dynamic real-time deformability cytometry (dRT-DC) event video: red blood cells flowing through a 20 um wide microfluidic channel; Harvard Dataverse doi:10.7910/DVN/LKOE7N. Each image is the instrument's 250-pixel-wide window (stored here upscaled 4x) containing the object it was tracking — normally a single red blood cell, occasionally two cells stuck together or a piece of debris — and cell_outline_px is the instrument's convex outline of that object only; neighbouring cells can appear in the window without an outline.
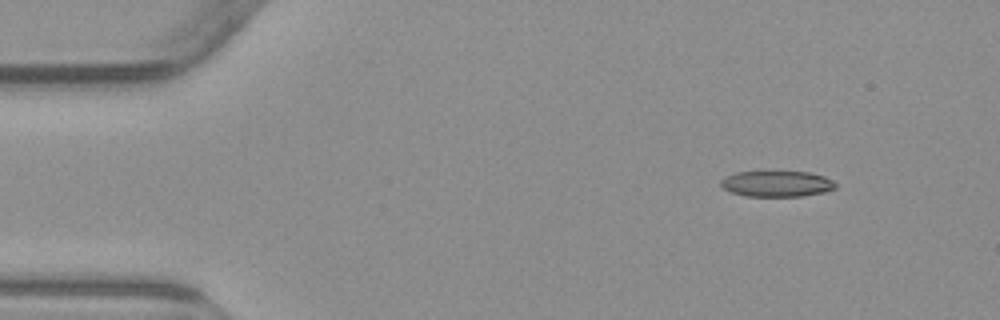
{"species": "common noctule bat (a hibernating species)", "species_latin": "Nyctalus noctula", "temperature_condition": "warm", "stored_images_in_passage": 4, "segment_of_instrument_passage": [2, 2], "camera_frame_rate_fps": 3000, "um_per_image_px": 0.085, "animal": {"sex": "male", "body_mass_g": 23.1, "forearm_length_mm": 52.7}, "frame": {"image": 1, "passage_image": 4, "time_ms": 3.667, "image_size_px": [1000, 320], "cell_outline_px": [[836, 188], [824, 192], [804, 196], [744, 196], [732, 192], [724, 188], [720, 184], [720, 180], [736, 172], [808, 172], [824, 176], [832, 180], [836, 184]], "centroid_in_image_um": [66.05, 15.63], "position_along_channel_um": 19.0, "area_um2": 17.17}}